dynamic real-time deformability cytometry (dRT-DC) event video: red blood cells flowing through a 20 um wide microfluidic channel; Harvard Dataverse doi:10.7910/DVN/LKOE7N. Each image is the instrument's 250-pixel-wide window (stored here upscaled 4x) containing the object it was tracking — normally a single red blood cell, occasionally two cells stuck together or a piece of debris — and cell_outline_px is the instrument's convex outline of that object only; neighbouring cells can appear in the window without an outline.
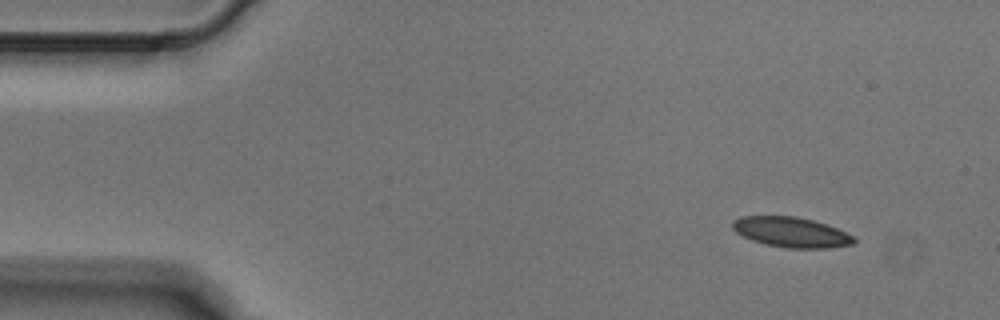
{"species": "Egyptian fruit bat (a non-hibernating species)", "species_latin": "Rousettus aegyptiacus", "temperature_condition": "cold", "stored_images_in_passage": 6, "camera_frame_rate_fps": 3000, "um_per_image_px": 0.085, "animal": {"sex": "male"}, "frame": {"image": 1, "passage_image": 1, "time_ms": 0.0, "image_size_px": [1000, 320], "cell_outline_px": [[856, 240], [852, 244], [828, 248], [788, 248], [768, 244], [752, 240], [736, 232], [732, 228], [732, 220], [740, 216], [796, 216], [828, 224], [856, 236]], "centroid_in_image_um": [67.28, 19.72], "position_along_channel_um": 17.7, "area_um2": 21.39}}
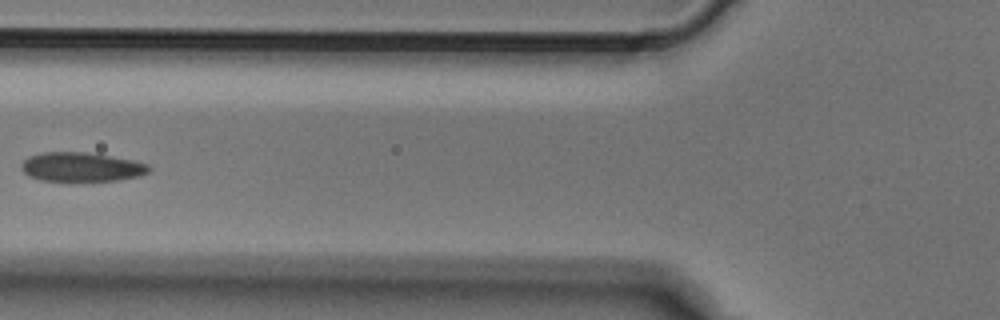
{"frame": {"image": 2, "passage_image": 5, "time_ms": 1.333, "image_size_px": [1000, 320], "cell_outline_px": [[152, 168], [148, 172], [140, 176], [116, 180], [72, 184], [40, 180], [28, 176], [20, 168], [20, 164], [28, 156], [40, 152], [84, 152], [132, 160], [148, 164]], "centroid_in_image_um": [6.86, 14.24], "position_along_channel_um": 118.9, "area_um2": 22.6}}
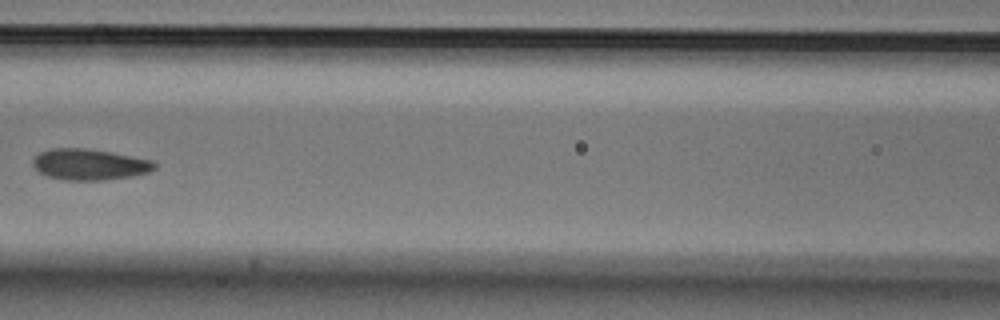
{"frame": {"image": 3, "passage_image": 6, "time_ms": 1.667, "image_size_px": [1000, 320], "cell_outline_px": [[156, 168], [148, 172], [132, 176], [100, 180], [60, 180], [48, 176], [40, 172], [32, 164], [32, 160], [40, 152], [48, 148], [88, 148], [112, 152], [152, 160], [156, 164]], "centroid_in_image_um": [7.59, 13.97], "position_along_channel_um": 159.0, "area_um2": 22.08}}